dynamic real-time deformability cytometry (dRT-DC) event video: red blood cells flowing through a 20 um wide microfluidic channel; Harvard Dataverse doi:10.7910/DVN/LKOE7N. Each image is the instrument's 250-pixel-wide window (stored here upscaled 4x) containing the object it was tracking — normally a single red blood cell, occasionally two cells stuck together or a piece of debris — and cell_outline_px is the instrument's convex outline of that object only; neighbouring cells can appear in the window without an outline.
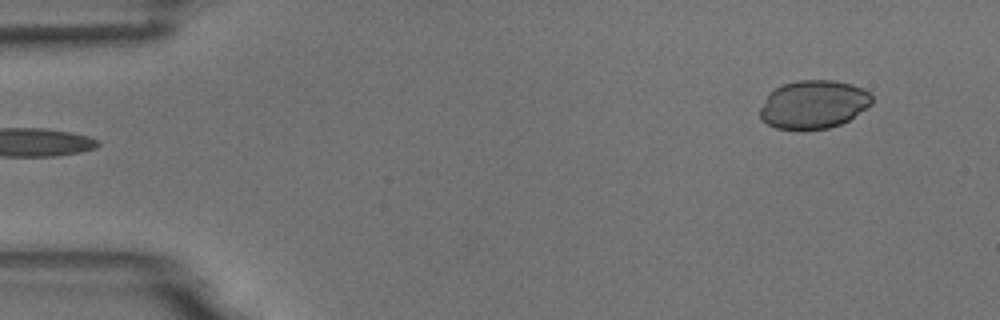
{"species": "common noctule bat (a hibernating species)", "species_latin": "Nyctalus noctula", "temperature_condition": "room temperature", "stored_images_in_passage": 5, "segment_of_instrument_passage": [2, 2], "camera_frame_rate_fps": 3000, "um_per_image_px": 0.085, "animal": {"sex": "male", "body_mass_g": 18.8}, "frame": {"image": 1, "passage_image": 5, "time_ms": 1.333, "image_size_px": [1000, 320], "cell_outline_px": [[872, 104], [848, 120], [840, 124], [828, 128], [776, 128], [768, 124], [760, 116], [760, 108], [768, 92], [784, 84], [796, 80], [832, 80], [852, 84], [864, 88], [872, 92]], "centroid_in_image_um": [69.17, 8.84], "position_along_channel_um": 15.8, "area_um2": 31.33}}